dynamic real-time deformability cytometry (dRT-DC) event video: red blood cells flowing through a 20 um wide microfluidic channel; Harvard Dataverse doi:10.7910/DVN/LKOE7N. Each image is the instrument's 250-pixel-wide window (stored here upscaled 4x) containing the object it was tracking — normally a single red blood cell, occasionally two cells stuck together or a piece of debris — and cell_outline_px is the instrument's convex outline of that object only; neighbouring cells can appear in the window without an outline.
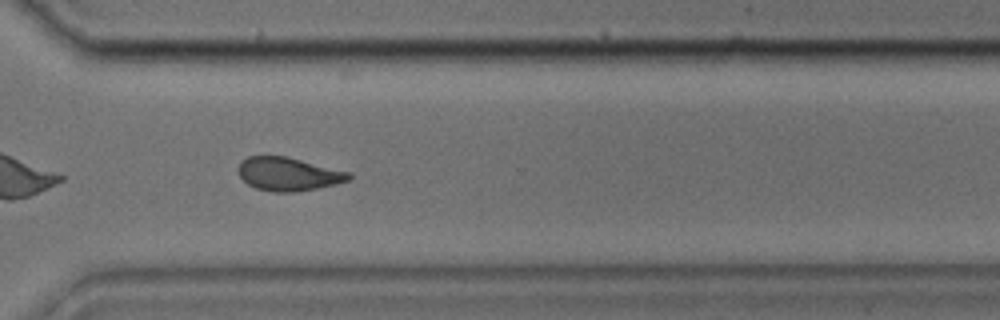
{"species": "common noctule bat (a hibernating species)", "species_latin": "Nyctalus noctula", "temperature_condition": "cold", "stored_images_in_passage": 29, "camera_frame_rate_fps": 3000, "um_per_image_px": 0.085, "animal": {"sex": "male", "body_mass_g": 17.9, "forearm_length_mm": 54.2}, "frame": {"image": 1, "passage_image": 21, "time_ms": 6.667, "image_size_px": [1000, 320], "cell_outline_px": [[352, 176], [348, 180], [316, 188], [292, 192], [272, 192], [256, 188], [248, 184], [240, 176], [236, 168], [248, 156], [284, 156], [352, 172]], "centroid_in_image_um": [24.5, 14.79], "position_along_channel_um": 346.1, "area_um2": 21.27}}